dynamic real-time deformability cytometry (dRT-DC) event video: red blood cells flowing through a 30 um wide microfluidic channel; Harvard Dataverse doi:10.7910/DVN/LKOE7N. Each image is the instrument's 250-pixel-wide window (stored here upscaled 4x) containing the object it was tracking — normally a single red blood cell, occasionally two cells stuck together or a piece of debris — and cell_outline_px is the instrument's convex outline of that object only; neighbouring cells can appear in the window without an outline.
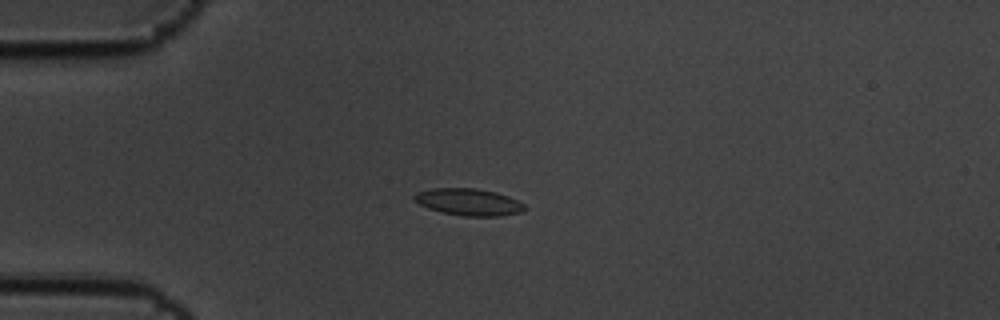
{"species": "common noctule bat (a hibernating species)", "species_latin": "Nyctalus noctula", "temperature_condition": "cold", "stored_images_in_passage": 4, "camera_frame_rate_fps": 3000, "um_per_image_px": 0.085, "animal": {"sex": "male", "body_mass_g": 19.5, "forearm_length_mm": 54.6}, "frame": {"image": 1, "passage_image": 1, "time_ms": 0.0, "image_size_px": [1000, 320], "cell_outline_px": [[528, 208], [520, 212], [500, 216], [464, 216], [440, 212], [428, 208], [420, 204], [412, 196], [416, 192], [432, 188], [476, 188], [496, 192], [508, 196], [524, 204]], "centroid_in_image_um": [39.83, 17.17], "position_along_channel_um": 45.2, "area_um2": 17.34}}
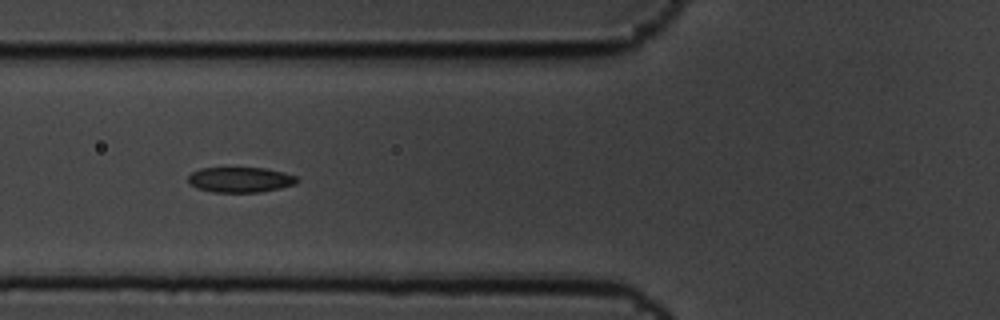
{"frame": {"image": 2, "passage_image": 3, "time_ms": 0.667, "image_size_px": [1000, 320], "cell_outline_px": [[300, 180], [296, 184], [280, 188], [260, 192], [212, 192], [196, 188], [188, 184], [188, 176], [192, 172], [200, 168], [264, 168], [284, 172], [296, 176]], "centroid_in_image_um": [20.42, 15.28], "position_along_channel_um": 105.4, "area_um2": 16.18}}
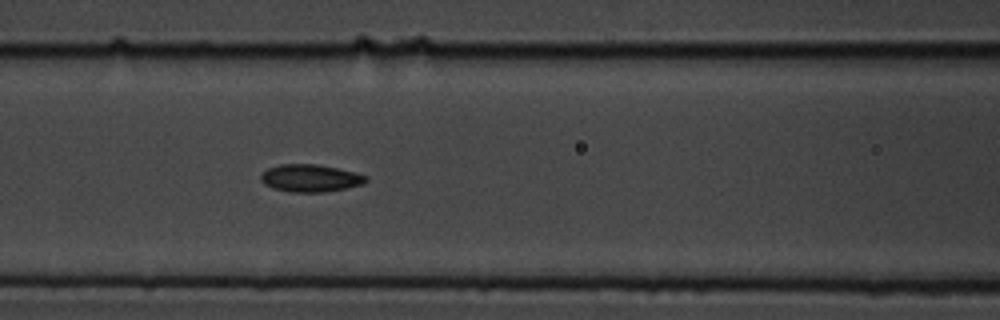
{"frame": {"image": 3, "passage_image": 4, "time_ms": 1.0, "image_size_px": [1000, 320], "cell_outline_px": [[368, 180], [364, 184], [324, 192], [288, 192], [272, 188], [264, 184], [260, 180], [260, 176], [268, 168], [280, 164], [316, 164], [336, 168], [368, 176]], "centroid_in_image_um": [26.35, 15.15], "position_along_channel_um": 140.2, "area_um2": 16.76}}